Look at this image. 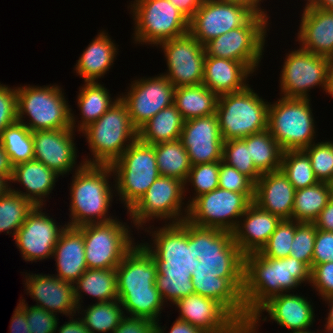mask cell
Listing matches in <instances>:
<instances>
[{
  "label": "cell",
  "mask_w": 333,
  "mask_h": 333,
  "mask_svg": "<svg viewBox=\"0 0 333 333\" xmlns=\"http://www.w3.org/2000/svg\"><path fill=\"white\" fill-rule=\"evenodd\" d=\"M281 170L295 190L316 185V179L308 155L303 150H288L282 155Z\"/></svg>",
  "instance_id": "obj_42"
},
{
  "label": "cell",
  "mask_w": 333,
  "mask_h": 333,
  "mask_svg": "<svg viewBox=\"0 0 333 333\" xmlns=\"http://www.w3.org/2000/svg\"><path fill=\"white\" fill-rule=\"evenodd\" d=\"M80 133L86 138L91 153V158H83L84 164L111 165L137 139V129L120 97Z\"/></svg>",
  "instance_id": "obj_7"
},
{
  "label": "cell",
  "mask_w": 333,
  "mask_h": 333,
  "mask_svg": "<svg viewBox=\"0 0 333 333\" xmlns=\"http://www.w3.org/2000/svg\"><path fill=\"white\" fill-rule=\"evenodd\" d=\"M17 121V87L0 83V135Z\"/></svg>",
  "instance_id": "obj_51"
},
{
  "label": "cell",
  "mask_w": 333,
  "mask_h": 333,
  "mask_svg": "<svg viewBox=\"0 0 333 333\" xmlns=\"http://www.w3.org/2000/svg\"><path fill=\"white\" fill-rule=\"evenodd\" d=\"M269 19L270 16L255 15L245 26L207 42L204 45L206 56L241 62L256 74L267 44Z\"/></svg>",
  "instance_id": "obj_14"
},
{
  "label": "cell",
  "mask_w": 333,
  "mask_h": 333,
  "mask_svg": "<svg viewBox=\"0 0 333 333\" xmlns=\"http://www.w3.org/2000/svg\"><path fill=\"white\" fill-rule=\"evenodd\" d=\"M112 98L109 89L104 84L84 82L83 86L79 87L76 99L81 120L77 119L71 109V128L80 134L84 128L97 121L118 100L119 94L116 98Z\"/></svg>",
  "instance_id": "obj_32"
},
{
  "label": "cell",
  "mask_w": 333,
  "mask_h": 333,
  "mask_svg": "<svg viewBox=\"0 0 333 333\" xmlns=\"http://www.w3.org/2000/svg\"><path fill=\"white\" fill-rule=\"evenodd\" d=\"M330 63H331V67H333V55H332V57L330 58Z\"/></svg>",
  "instance_id": "obj_69"
},
{
  "label": "cell",
  "mask_w": 333,
  "mask_h": 333,
  "mask_svg": "<svg viewBox=\"0 0 333 333\" xmlns=\"http://www.w3.org/2000/svg\"><path fill=\"white\" fill-rule=\"evenodd\" d=\"M159 321L156 322V333H166V328L161 326ZM167 333H206L202 329H199L188 322L181 321L176 318V320L172 323V326L170 328V331Z\"/></svg>",
  "instance_id": "obj_56"
},
{
  "label": "cell",
  "mask_w": 333,
  "mask_h": 333,
  "mask_svg": "<svg viewBox=\"0 0 333 333\" xmlns=\"http://www.w3.org/2000/svg\"><path fill=\"white\" fill-rule=\"evenodd\" d=\"M133 43L158 46L189 32V19L169 0H132Z\"/></svg>",
  "instance_id": "obj_10"
},
{
  "label": "cell",
  "mask_w": 333,
  "mask_h": 333,
  "mask_svg": "<svg viewBox=\"0 0 333 333\" xmlns=\"http://www.w3.org/2000/svg\"><path fill=\"white\" fill-rule=\"evenodd\" d=\"M11 185L12 184L7 177L0 176V197L4 196L10 190Z\"/></svg>",
  "instance_id": "obj_65"
},
{
  "label": "cell",
  "mask_w": 333,
  "mask_h": 333,
  "mask_svg": "<svg viewBox=\"0 0 333 333\" xmlns=\"http://www.w3.org/2000/svg\"><path fill=\"white\" fill-rule=\"evenodd\" d=\"M43 210V206H36L13 238L25 262L51 258L59 236L67 226L57 225V221Z\"/></svg>",
  "instance_id": "obj_21"
},
{
  "label": "cell",
  "mask_w": 333,
  "mask_h": 333,
  "mask_svg": "<svg viewBox=\"0 0 333 333\" xmlns=\"http://www.w3.org/2000/svg\"><path fill=\"white\" fill-rule=\"evenodd\" d=\"M77 312L78 315L81 314L79 317L91 333H113L125 316L118 299L102 303L95 301V304L85 309L81 305L78 306Z\"/></svg>",
  "instance_id": "obj_38"
},
{
  "label": "cell",
  "mask_w": 333,
  "mask_h": 333,
  "mask_svg": "<svg viewBox=\"0 0 333 333\" xmlns=\"http://www.w3.org/2000/svg\"><path fill=\"white\" fill-rule=\"evenodd\" d=\"M323 333L326 332V333H333V329H330V328H327V327H324V330H322Z\"/></svg>",
  "instance_id": "obj_67"
},
{
  "label": "cell",
  "mask_w": 333,
  "mask_h": 333,
  "mask_svg": "<svg viewBox=\"0 0 333 333\" xmlns=\"http://www.w3.org/2000/svg\"><path fill=\"white\" fill-rule=\"evenodd\" d=\"M13 168L14 166L11 163L10 157L7 155L6 150L0 143V176H5L11 180Z\"/></svg>",
  "instance_id": "obj_59"
},
{
  "label": "cell",
  "mask_w": 333,
  "mask_h": 333,
  "mask_svg": "<svg viewBox=\"0 0 333 333\" xmlns=\"http://www.w3.org/2000/svg\"><path fill=\"white\" fill-rule=\"evenodd\" d=\"M324 91L326 95H330L331 98L333 97V67L329 71Z\"/></svg>",
  "instance_id": "obj_64"
},
{
  "label": "cell",
  "mask_w": 333,
  "mask_h": 333,
  "mask_svg": "<svg viewBox=\"0 0 333 333\" xmlns=\"http://www.w3.org/2000/svg\"><path fill=\"white\" fill-rule=\"evenodd\" d=\"M224 1L243 5L251 9L256 15L269 16L267 11L260 6L262 5L261 2H263L264 0H224Z\"/></svg>",
  "instance_id": "obj_60"
},
{
  "label": "cell",
  "mask_w": 333,
  "mask_h": 333,
  "mask_svg": "<svg viewBox=\"0 0 333 333\" xmlns=\"http://www.w3.org/2000/svg\"><path fill=\"white\" fill-rule=\"evenodd\" d=\"M113 333H156V322L125 315Z\"/></svg>",
  "instance_id": "obj_53"
},
{
  "label": "cell",
  "mask_w": 333,
  "mask_h": 333,
  "mask_svg": "<svg viewBox=\"0 0 333 333\" xmlns=\"http://www.w3.org/2000/svg\"><path fill=\"white\" fill-rule=\"evenodd\" d=\"M303 6L295 41L301 49L330 59L333 55V11Z\"/></svg>",
  "instance_id": "obj_26"
},
{
  "label": "cell",
  "mask_w": 333,
  "mask_h": 333,
  "mask_svg": "<svg viewBox=\"0 0 333 333\" xmlns=\"http://www.w3.org/2000/svg\"><path fill=\"white\" fill-rule=\"evenodd\" d=\"M281 220L252 202L235 230L220 245L223 267L231 269L245 255L259 252Z\"/></svg>",
  "instance_id": "obj_16"
},
{
  "label": "cell",
  "mask_w": 333,
  "mask_h": 333,
  "mask_svg": "<svg viewBox=\"0 0 333 333\" xmlns=\"http://www.w3.org/2000/svg\"><path fill=\"white\" fill-rule=\"evenodd\" d=\"M295 191L281 169L263 173L255 183L253 202L281 219H292Z\"/></svg>",
  "instance_id": "obj_27"
},
{
  "label": "cell",
  "mask_w": 333,
  "mask_h": 333,
  "mask_svg": "<svg viewBox=\"0 0 333 333\" xmlns=\"http://www.w3.org/2000/svg\"><path fill=\"white\" fill-rule=\"evenodd\" d=\"M318 331L315 332L313 330L311 331V329H310V330H306V331H299V332H292V333H322V331H320V330H318Z\"/></svg>",
  "instance_id": "obj_66"
},
{
  "label": "cell",
  "mask_w": 333,
  "mask_h": 333,
  "mask_svg": "<svg viewBox=\"0 0 333 333\" xmlns=\"http://www.w3.org/2000/svg\"><path fill=\"white\" fill-rule=\"evenodd\" d=\"M185 120L174 104L162 109L137 130V138L155 145L180 139Z\"/></svg>",
  "instance_id": "obj_33"
},
{
  "label": "cell",
  "mask_w": 333,
  "mask_h": 333,
  "mask_svg": "<svg viewBox=\"0 0 333 333\" xmlns=\"http://www.w3.org/2000/svg\"><path fill=\"white\" fill-rule=\"evenodd\" d=\"M313 223L318 230L333 232V199L322 209Z\"/></svg>",
  "instance_id": "obj_55"
},
{
  "label": "cell",
  "mask_w": 333,
  "mask_h": 333,
  "mask_svg": "<svg viewBox=\"0 0 333 333\" xmlns=\"http://www.w3.org/2000/svg\"><path fill=\"white\" fill-rule=\"evenodd\" d=\"M70 320L65 322L63 325L58 327L59 321L57 323L55 333H91L90 330L84 325L81 318L72 315L68 317Z\"/></svg>",
  "instance_id": "obj_57"
},
{
  "label": "cell",
  "mask_w": 333,
  "mask_h": 333,
  "mask_svg": "<svg viewBox=\"0 0 333 333\" xmlns=\"http://www.w3.org/2000/svg\"><path fill=\"white\" fill-rule=\"evenodd\" d=\"M185 196L184 182L174 177L159 176L126 214L138 231L148 226L146 223L151 220H163L165 224L181 223L186 221L188 213Z\"/></svg>",
  "instance_id": "obj_13"
},
{
  "label": "cell",
  "mask_w": 333,
  "mask_h": 333,
  "mask_svg": "<svg viewBox=\"0 0 333 333\" xmlns=\"http://www.w3.org/2000/svg\"><path fill=\"white\" fill-rule=\"evenodd\" d=\"M114 220L79 226L83 231L85 259L88 269H116L124 256L135 246L134 226ZM132 235V236H131Z\"/></svg>",
  "instance_id": "obj_15"
},
{
  "label": "cell",
  "mask_w": 333,
  "mask_h": 333,
  "mask_svg": "<svg viewBox=\"0 0 333 333\" xmlns=\"http://www.w3.org/2000/svg\"><path fill=\"white\" fill-rule=\"evenodd\" d=\"M308 5L318 9L333 11V0H312Z\"/></svg>",
  "instance_id": "obj_63"
},
{
  "label": "cell",
  "mask_w": 333,
  "mask_h": 333,
  "mask_svg": "<svg viewBox=\"0 0 333 333\" xmlns=\"http://www.w3.org/2000/svg\"><path fill=\"white\" fill-rule=\"evenodd\" d=\"M253 199L254 193H239L218 187L188 205L186 222L198 231L208 233L221 245L235 230Z\"/></svg>",
  "instance_id": "obj_6"
},
{
  "label": "cell",
  "mask_w": 333,
  "mask_h": 333,
  "mask_svg": "<svg viewBox=\"0 0 333 333\" xmlns=\"http://www.w3.org/2000/svg\"><path fill=\"white\" fill-rule=\"evenodd\" d=\"M26 321L24 308L18 303L11 317L9 330L10 333H31Z\"/></svg>",
  "instance_id": "obj_54"
},
{
  "label": "cell",
  "mask_w": 333,
  "mask_h": 333,
  "mask_svg": "<svg viewBox=\"0 0 333 333\" xmlns=\"http://www.w3.org/2000/svg\"><path fill=\"white\" fill-rule=\"evenodd\" d=\"M326 303V305L329 307V311L327 313V317L325 318V327L333 329V295L327 296L322 299Z\"/></svg>",
  "instance_id": "obj_62"
},
{
  "label": "cell",
  "mask_w": 333,
  "mask_h": 333,
  "mask_svg": "<svg viewBox=\"0 0 333 333\" xmlns=\"http://www.w3.org/2000/svg\"><path fill=\"white\" fill-rule=\"evenodd\" d=\"M279 87L284 98L311 99L310 90L321 87L323 92L331 69L330 59L300 47L286 53L281 65Z\"/></svg>",
  "instance_id": "obj_17"
},
{
  "label": "cell",
  "mask_w": 333,
  "mask_h": 333,
  "mask_svg": "<svg viewBox=\"0 0 333 333\" xmlns=\"http://www.w3.org/2000/svg\"><path fill=\"white\" fill-rule=\"evenodd\" d=\"M143 230L152 240L140 244L157 265L155 285L166 304L197 293L224 268L220 245L186 221Z\"/></svg>",
  "instance_id": "obj_1"
},
{
  "label": "cell",
  "mask_w": 333,
  "mask_h": 333,
  "mask_svg": "<svg viewBox=\"0 0 333 333\" xmlns=\"http://www.w3.org/2000/svg\"><path fill=\"white\" fill-rule=\"evenodd\" d=\"M218 97L203 84L182 86L175 88L173 104L186 121L215 114Z\"/></svg>",
  "instance_id": "obj_34"
},
{
  "label": "cell",
  "mask_w": 333,
  "mask_h": 333,
  "mask_svg": "<svg viewBox=\"0 0 333 333\" xmlns=\"http://www.w3.org/2000/svg\"><path fill=\"white\" fill-rule=\"evenodd\" d=\"M229 333H234V327H233V329Z\"/></svg>",
  "instance_id": "obj_71"
},
{
  "label": "cell",
  "mask_w": 333,
  "mask_h": 333,
  "mask_svg": "<svg viewBox=\"0 0 333 333\" xmlns=\"http://www.w3.org/2000/svg\"><path fill=\"white\" fill-rule=\"evenodd\" d=\"M19 304L24 308L26 313V321L31 333H55L59 316L50 313L49 311L35 307L28 306L26 300L22 297Z\"/></svg>",
  "instance_id": "obj_48"
},
{
  "label": "cell",
  "mask_w": 333,
  "mask_h": 333,
  "mask_svg": "<svg viewBox=\"0 0 333 333\" xmlns=\"http://www.w3.org/2000/svg\"><path fill=\"white\" fill-rule=\"evenodd\" d=\"M180 141L192 166L222 161L224 141L216 113L186 120Z\"/></svg>",
  "instance_id": "obj_24"
},
{
  "label": "cell",
  "mask_w": 333,
  "mask_h": 333,
  "mask_svg": "<svg viewBox=\"0 0 333 333\" xmlns=\"http://www.w3.org/2000/svg\"><path fill=\"white\" fill-rule=\"evenodd\" d=\"M258 326L250 318H240L234 325V333H257Z\"/></svg>",
  "instance_id": "obj_61"
},
{
  "label": "cell",
  "mask_w": 333,
  "mask_h": 333,
  "mask_svg": "<svg viewBox=\"0 0 333 333\" xmlns=\"http://www.w3.org/2000/svg\"><path fill=\"white\" fill-rule=\"evenodd\" d=\"M252 74L241 62L206 56L202 84L220 96L244 90Z\"/></svg>",
  "instance_id": "obj_30"
},
{
  "label": "cell",
  "mask_w": 333,
  "mask_h": 333,
  "mask_svg": "<svg viewBox=\"0 0 333 333\" xmlns=\"http://www.w3.org/2000/svg\"><path fill=\"white\" fill-rule=\"evenodd\" d=\"M115 270L125 315L160 321L166 303L155 285L158 271L152 255L137 241Z\"/></svg>",
  "instance_id": "obj_3"
},
{
  "label": "cell",
  "mask_w": 333,
  "mask_h": 333,
  "mask_svg": "<svg viewBox=\"0 0 333 333\" xmlns=\"http://www.w3.org/2000/svg\"><path fill=\"white\" fill-rule=\"evenodd\" d=\"M112 176L110 165L83 164L73 172L69 189L70 219L64 224L79 227L117 218L109 212L115 194V184L109 181Z\"/></svg>",
  "instance_id": "obj_5"
},
{
  "label": "cell",
  "mask_w": 333,
  "mask_h": 333,
  "mask_svg": "<svg viewBox=\"0 0 333 333\" xmlns=\"http://www.w3.org/2000/svg\"><path fill=\"white\" fill-rule=\"evenodd\" d=\"M231 269L240 318H249L273 296L295 292L302 284H310L311 269L292 256L274 259L259 252L250 253Z\"/></svg>",
  "instance_id": "obj_2"
},
{
  "label": "cell",
  "mask_w": 333,
  "mask_h": 333,
  "mask_svg": "<svg viewBox=\"0 0 333 333\" xmlns=\"http://www.w3.org/2000/svg\"><path fill=\"white\" fill-rule=\"evenodd\" d=\"M317 228L314 223L295 221V236L289 256L304 262L312 268V258Z\"/></svg>",
  "instance_id": "obj_47"
},
{
  "label": "cell",
  "mask_w": 333,
  "mask_h": 333,
  "mask_svg": "<svg viewBox=\"0 0 333 333\" xmlns=\"http://www.w3.org/2000/svg\"><path fill=\"white\" fill-rule=\"evenodd\" d=\"M0 143L13 166L34 159L32 132L18 121L2 131Z\"/></svg>",
  "instance_id": "obj_40"
},
{
  "label": "cell",
  "mask_w": 333,
  "mask_h": 333,
  "mask_svg": "<svg viewBox=\"0 0 333 333\" xmlns=\"http://www.w3.org/2000/svg\"><path fill=\"white\" fill-rule=\"evenodd\" d=\"M304 1H305L306 5H308V4H310V2H311L312 0H304Z\"/></svg>",
  "instance_id": "obj_70"
},
{
  "label": "cell",
  "mask_w": 333,
  "mask_h": 333,
  "mask_svg": "<svg viewBox=\"0 0 333 333\" xmlns=\"http://www.w3.org/2000/svg\"><path fill=\"white\" fill-rule=\"evenodd\" d=\"M219 168L220 161L212 162V163H204L197 164L191 166L188 177L184 182V192H188L191 187L194 189V196L188 197L187 204L189 205L195 198L203 195L205 193H209L219 186Z\"/></svg>",
  "instance_id": "obj_43"
},
{
  "label": "cell",
  "mask_w": 333,
  "mask_h": 333,
  "mask_svg": "<svg viewBox=\"0 0 333 333\" xmlns=\"http://www.w3.org/2000/svg\"><path fill=\"white\" fill-rule=\"evenodd\" d=\"M158 47L163 51L167 65V71L161 74L175 88L202 84L206 54L204 46L189 32L162 42Z\"/></svg>",
  "instance_id": "obj_20"
},
{
  "label": "cell",
  "mask_w": 333,
  "mask_h": 333,
  "mask_svg": "<svg viewBox=\"0 0 333 333\" xmlns=\"http://www.w3.org/2000/svg\"><path fill=\"white\" fill-rule=\"evenodd\" d=\"M311 288L317 291V295L323 299L333 295V262H324L316 264L310 271Z\"/></svg>",
  "instance_id": "obj_50"
},
{
  "label": "cell",
  "mask_w": 333,
  "mask_h": 333,
  "mask_svg": "<svg viewBox=\"0 0 333 333\" xmlns=\"http://www.w3.org/2000/svg\"><path fill=\"white\" fill-rule=\"evenodd\" d=\"M256 14L249 8L224 0H202L189 20V33L203 46L230 30L245 26Z\"/></svg>",
  "instance_id": "obj_18"
},
{
  "label": "cell",
  "mask_w": 333,
  "mask_h": 333,
  "mask_svg": "<svg viewBox=\"0 0 333 333\" xmlns=\"http://www.w3.org/2000/svg\"><path fill=\"white\" fill-rule=\"evenodd\" d=\"M118 46L106 30H101L74 65L76 75L84 79L83 82H98L117 59Z\"/></svg>",
  "instance_id": "obj_31"
},
{
  "label": "cell",
  "mask_w": 333,
  "mask_h": 333,
  "mask_svg": "<svg viewBox=\"0 0 333 333\" xmlns=\"http://www.w3.org/2000/svg\"><path fill=\"white\" fill-rule=\"evenodd\" d=\"M75 299L78 306L83 305L82 298H96V303L110 302L118 299L115 269H87L74 283Z\"/></svg>",
  "instance_id": "obj_35"
},
{
  "label": "cell",
  "mask_w": 333,
  "mask_h": 333,
  "mask_svg": "<svg viewBox=\"0 0 333 333\" xmlns=\"http://www.w3.org/2000/svg\"><path fill=\"white\" fill-rule=\"evenodd\" d=\"M127 88L119 97L137 130L174 101L175 86L162 74L135 78Z\"/></svg>",
  "instance_id": "obj_19"
},
{
  "label": "cell",
  "mask_w": 333,
  "mask_h": 333,
  "mask_svg": "<svg viewBox=\"0 0 333 333\" xmlns=\"http://www.w3.org/2000/svg\"><path fill=\"white\" fill-rule=\"evenodd\" d=\"M329 184L331 187V195H332V199H333V180Z\"/></svg>",
  "instance_id": "obj_68"
},
{
  "label": "cell",
  "mask_w": 333,
  "mask_h": 333,
  "mask_svg": "<svg viewBox=\"0 0 333 333\" xmlns=\"http://www.w3.org/2000/svg\"><path fill=\"white\" fill-rule=\"evenodd\" d=\"M331 199L329 183L318 182L316 185L296 190L292 220L313 223Z\"/></svg>",
  "instance_id": "obj_37"
},
{
  "label": "cell",
  "mask_w": 333,
  "mask_h": 333,
  "mask_svg": "<svg viewBox=\"0 0 333 333\" xmlns=\"http://www.w3.org/2000/svg\"><path fill=\"white\" fill-rule=\"evenodd\" d=\"M295 236V221L282 219L259 253L274 259L289 257Z\"/></svg>",
  "instance_id": "obj_46"
},
{
  "label": "cell",
  "mask_w": 333,
  "mask_h": 333,
  "mask_svg": "<svg viewBox=\"0 0 333 333\" xmlns=\"http://www.w3.org/2000/svg\"><path fill=\"white\" fill-rule=\"evenodd\" d=\"M110 166L115 196H119L117 199L124 203L127 212L160 176L154 146L138 138Z\"/></svg>",
  "instance_id": "obj_9"
},
{
  "label": "cell",
  "mask_w": 333,
  "mask_h": 333,
  "mask_svg": "<svg viewBox=\"0 0 333 333\" xmlns=\"http://www.w3.org/2000/svg\"><path fill=\"white\" fill-rule=\"evenodd\" d=\"M63 91L57 84L17 86L18 122L31 132L72 129L71 105Z\"/></svg>",
  "instance_id": "obj_8"
},
{
  "label": "cell",
  "mask_w": 333,
  "mask_h": 333,
  "mask_svg": "<svg viewBox=\"0 0 333 333\" xmlns=\"http://www.w3.org/2000/svg\"><path fill=\"white\" fill-rule=\"evenodd\" d=\"M310 100L280 96L269 103L268 130L283 151L304 150L316 141L317 122Z\"/></svg>",
  "instance_id": "obj_12"
},
{
  "label": "cell",
  "mask_w": 333,
  "mask_h": 333,
  "mask_svg": "<svg viewBox=\"0 0 333 333\" xmlns=\"http://www.w3.org/2000/svg\"><path fill=\"white\" fill-rule=\"evenodd\" d=\"M242 139L249 148L256 169L261 174L281 169L284 151L268 129Z\"/></svg>",
  "instance_id": "obj_36"
},
{
  "label": "cell",
  "mask_w": 333,
  "mask_h": 333,
  "mask_svg": "<svg viewBox=\"0 0 333 333\" xmlns=\"http://www.w3.org/2000/svg\"><path fill=\"white\" fill-rule=\"evenodd\" d=\"M269 102L248 85L218 97L216 116L223 141L241 139L268 129Z\"/></svg>",
  "instance_id": "obj_11"
},
{
  "label": "cell",
  "mask_w": 333,
  "mask_h": 333,
  "mask_svg": "<svg viewBox=\"0 0 333 333\" xmlns=\"http://www.w3.org/2000/svg\"><path fill=\"white\" fill-rule=\"evenodd\" d=\"M25 273L23 284L26 295H30L35 307L43 308L55 315L77 316L78 305L75 299L74 284L65 282L54 274ZM28 293V294H27Z\"/></svg>",
  "instance_id": "obj_25"
},
{
  "label": "cell",
  "mask_w": 333,
  "mask_h": 333,
  "mask_svg": "<svg viewBox=\"0 0 333 333\" xmlns=\"http://www.w3.org/2000/svg\"><path fill=\"white\" fill-rule=\"evenodd\" d=\"M171 1L189 20L194 16L195 11L200 7L202 0H169Z\"/></svg>",
  "instance_id": "obj_58"
},
{
  "label": "cell",
  "mask_w": 333,
  "mask_h": 333,
  "mask_svg": "<svg viewBox=\"0 0 333 333\" xmlns=\"http://www.w3.org/2000/svg\"><path fill=\"white\" fill-rule=\"evenodd\" d=\"M58 177L60 176L52 169H49L40 161L33 159L20 163L13 168L10 183H19L24 186L25 190L15 189L13 185L10 186V190L20 194L35 206L46 207L45 202L47 198L49 199L50 193H52L56 185L55 183L58 181Z\"/></svg>",
  "instance_id": "obj_29"
},
{
  "label": "cell",
  "mask_w": 333,
  "mask_h": 333,
  "mask_svg": "<svg viewBox=\"0 0 333 333\" xmlns=\"http://www.w3.org/2000/svg\"><path fill=\"white\" fill-rule=\"evenodd\" d=\"M222 161L236 168L240 173L250 178L254 183L261 177L256 169L249 148L241 139H230L223 142Z\"/></svg>",
  "instance_id": "obj_44"
},
{
  "label": "cell",
  "mask_w": 333,
  "mask_h": 333,
  "mask_svg": "<svg viewBox=\"0 0 333 333\" xmlns=\"http://www.w3.org/2000/svg\"><path fill=\"white\" fill-rule=\"evenodd\" d=\"M75 132L73 129L33 131L34 159L62 177L75 172L84 164L82 160L79 165L76 161Z\"/></svg>",
  "instance_id": "obj_23"
},
{
  "label": "cell",
  "mask_w": 333,
  "mask_h": 333,
  "mask_svg": "<svg viewBox=\"0 0 333 333\" xmlns=\"http://www.w3.org/2000/svg\"><path fill=\"white\" fill-rule=\"evenodd\" d=\"M310 300L300 293H282L269 298L249 318L259 327L260 321L271 320L285 330L287 328L291 331L290 333L310 330L316 317L312 300ZM263 312H267L269 316L264 317ZM267 317L270 319L267 320Z\"/></svg>",
  "instance_id": "obj_22"
},
{
  "label": "cell",
  "mask_w": 333,
  "mask_h": 333,
  "mask_svg": "<svg viewBox=\"0 0 333 333\" xmlns=\"http://www.w3.org/2000/svg\"><path fill=\"white\" fill-rule=\"evenodd\" d=\"M333 262V232L318 230L316 232L312 267L324 262Z\"/></svg>",
  "instance_id": "obj_52"
},
{
  "label": "cell",
  "mask_w": 333,
  "mask_h": 333,
  "mask_svg": "<svg viewBox=\"0 0 333 333\" xmlns=\"http://www.w3.org/2000/svg\"><path fill=\"white\" fill-rule=\"evenodd\" d=\"M36 206L20 194L9 190L0 197V233L15 237L27 216Z\"/></svg>",
  "instance_id": "obj_41"
},
{
  "label": "cell",
  "mask_w": 333,
  "mask_h": 333,
  "mask_svg": "<svg viewBox=\"0 0 333 333\" xmlns=\"http://www.w3.org/2000/svg\"><path fill=\"white\" fill-rule=\"evenodd\" d=\"M153 146L160 176L174 177L185 182L192 165L180 139Z\"/></svg>",
  "instance_id": "obj_39"
},
{
  "label": "cell",
  "mask_w": 333,
  "mask_h": 333,
  "mask_svg": "<svg viewBox=\"0 0 333 333\" xmlns=\"http://www.w3.org/2000/svg\"><path fill=\"white\" fill-rule=\"evenodd\" d=\"M219 188L239 192L254 193L255 183L240 173L236 168L220 161L219 168Z\"/></svg>",
  "instance_id": "obj_49"
},
{
  "label": "cell",
  "mask_w": 333,
  "mask_h": 333,
  "mask_svg": "<svg viewBox=\"0 0 333 333\" xmlns=\"http://www.w3.org/2000/svg\"><path fill=\"white\" fill-rule=\"evenodd\" d=\"M303 151L310 159L316 179L330 183L333 180V141H315Z\"/></svg>",
  "instance_id": "obj_45"
},
{
  "label": "cell",
  "mask_w": 333,
  "mask_h": 333,
  "mask_svg": "<svg viewBox=\"0 0 333 333\" xmlns=\"http://www.w3.org/2000/svg\"><path fill=\"white\" fill-rule=\"evenodd\" d=\"M55 258V259H54ZM57 278L74 284L88 269L85 259L83 231L79 227L66 226L54 247L53 256Z\"/></svg>",
  "instance_id": "obj_28"
},
{
  "label": "cell",
  "mask_w": 333,
  "mask_h": 333,
  "mask_svg": "<svg viewBox=\"0 0 333 333\" xmlns=\"http://www.w3.org/2000/svg\"><path fill=\"white\" fill-rule=\"evenodd\" d=\"M174 305L179 312L177 319L206 333H229L240 319L232 269L224 267L201 290Z\"/></svg>",
  "instance_id": "obj_4"
}]
</instances>
